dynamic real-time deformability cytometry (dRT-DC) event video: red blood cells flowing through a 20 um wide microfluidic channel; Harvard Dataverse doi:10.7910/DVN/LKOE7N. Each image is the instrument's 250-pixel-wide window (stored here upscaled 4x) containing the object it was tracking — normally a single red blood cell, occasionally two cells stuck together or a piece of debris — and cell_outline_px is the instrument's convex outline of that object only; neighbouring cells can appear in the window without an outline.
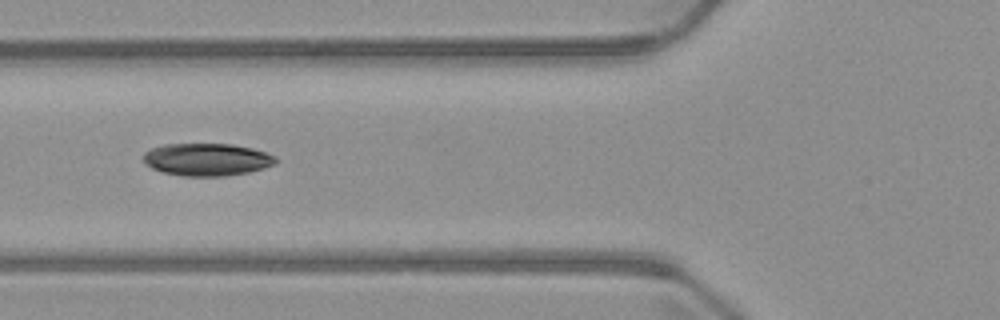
{"species": "common noctule bat (a hibernating species)", "species_latin": "Nyctalus noctula", "temperature_condition": "warm", "stored_images_in_passage": 6, "camera_frame_rate_fps": 3000, "um_per_image_px": 0.085, "animal": {"sex": "male", "body_mass_g": 23.1, "forearm_length_mm": 52.7}, "frame": {"image": 1, "passage_image": 5, "time_ms": 5.333, "image_size_px": [1000, 320], "cell_outline_px": [[280, 160], [276, 164], [264, 168], [248, 172], [224, 176], [184, 176], [164, 172], [152, 168], [144, 164], [144, 152], [152, 148], [164, 144], [232, 144], [252, 148], [276, 156]], "centroid_in_image_um": [17.61, 13.55], "position_along_channel_um": 108.2, "area_um2": 25.14}}
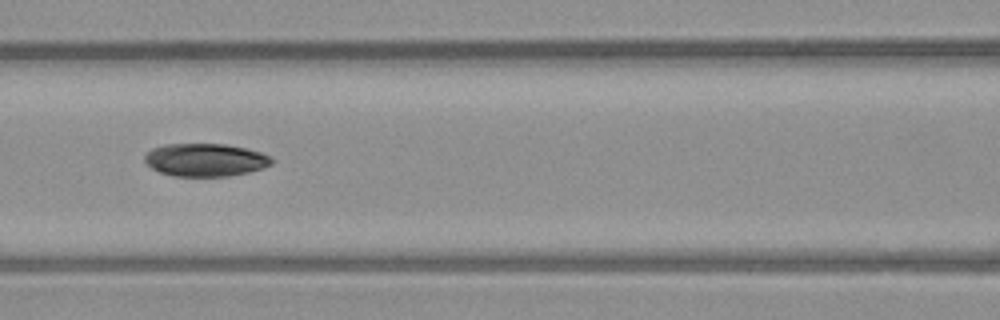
{"frame": {"image": 2, "passage_image": 6, "time_ms": 6.333, "image_size_px": [1000, 320], "cell_outline_px": [[276, 160], [272, 164], [264, 168], [248, 172], [228, 176], [172, 176], [160, 172], [152, 168], [144, 160], [144, 156], [152, 148], [164, 144], [224, 144], [248, 148], [260, 152]], "centroid_in_image_um": [17.47, 13.59], "position_along_channel_um": 149.1, "area_um2": 24.45}}